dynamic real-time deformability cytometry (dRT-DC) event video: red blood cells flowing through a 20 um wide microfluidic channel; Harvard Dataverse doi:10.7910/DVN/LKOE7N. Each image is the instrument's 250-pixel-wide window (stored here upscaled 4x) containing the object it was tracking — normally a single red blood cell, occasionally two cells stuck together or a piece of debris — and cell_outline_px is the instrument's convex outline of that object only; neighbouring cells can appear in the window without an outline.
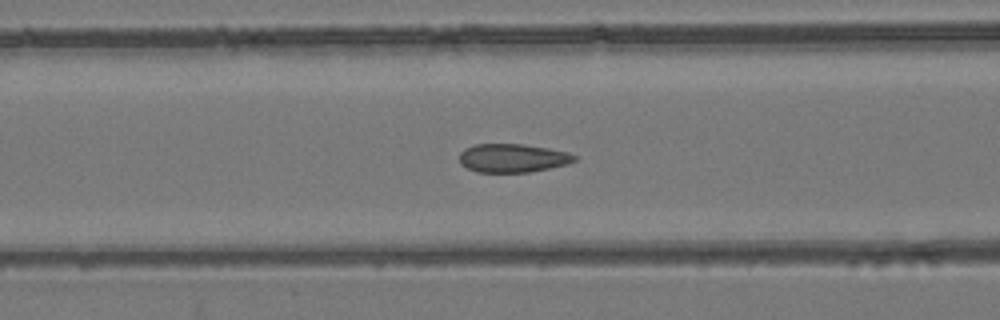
{"species": "common noctule bat (a hibernating species)", "species_latin": "Nyctalus noctula", "temperature_condition": "room temperature", "stored_images_in_passage": 54, "camera_frame_rate_fps": 3000, "um_per_image_px": 0.085, "animal": {"sex": "female", "body_mass_g": 24.6, "forearm_length_mm": 56.2}, "frame": {"image": 1, "passage_image": 22, "time_ms": 7.0, "image_size_px": [1000, 320], "cell_outline_px": [[576, 160], [568, 164], [528, 172], [476, 172], [460, 164], [460, 152], [464, 148], [476, 144], [524, 144], [548, 148], [568, 152], [576, 156]], "centroid_in_image_um": [43.56, 13.43], "position_along_channel_um": 123.0, "area_um2": 19.13}}
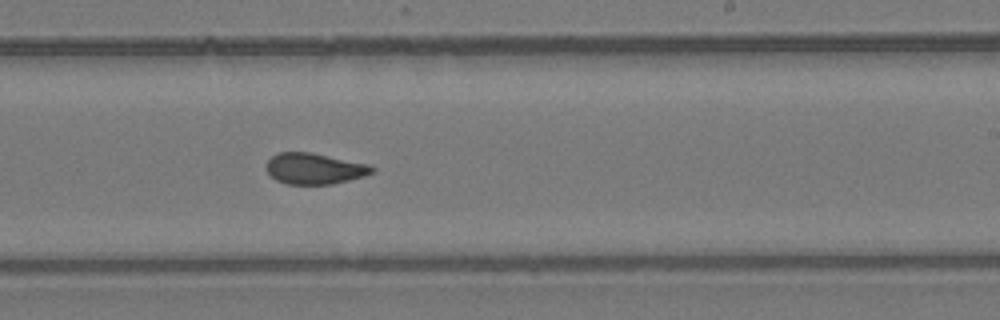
{"frame": {"image": 2, "passage_image": 33, "time_ms": 10.667, "image_size_px": [1000, 320], "cell_outline_px": [[376, 172], [364, 176], [332, 184], [288, 184], [276, 180], [268, 172], [268, 160], [272, 156], [280, 152], [312, 152], [368, 164], [376, 168]], "centroid_in_image_um": [26.78, 14.33], "position_along_channel_um": 262.2, "area_um2": 19.02}}
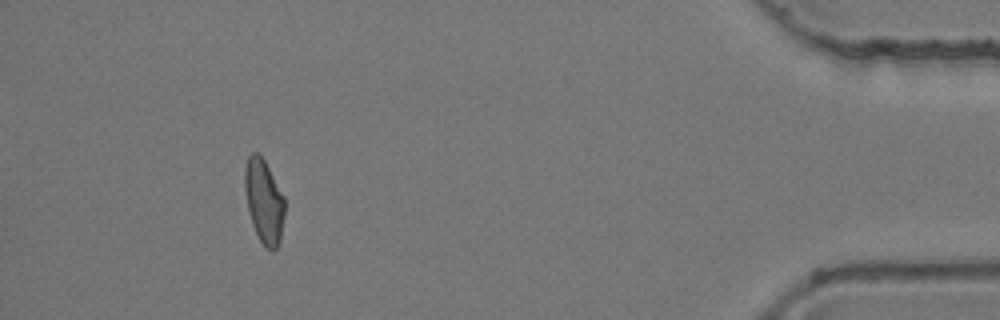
{"frame": {"image": 3, "passage_image": 50, "time_ms": 16.333, "image_size_px": [1000, 320], "cell_outline_px": [[284, 216], [280, 240], [276, 248], [272, 252], [264, 248], [252, 224], [248, 208], [244, 188], [244, 168], [248, 156], [252, 152], [256, 152], [264, 160], [284, 196]], "centroid_in_image_um": [22.43, 17.12], "position_along_channel_um": 412.8, "area_um2": 19.48}, "authors_computed_cell_mechanics": {"area_um2": 19.7965, "velocity_mm_per_s": 3.8092, "shape_relaxation_time_tau1_ms": null, "shape_relaxation_time_tau2_ms": 1.0487, "deformation_change_tau1": null, "deformation_change_tau2": 0.0509}}